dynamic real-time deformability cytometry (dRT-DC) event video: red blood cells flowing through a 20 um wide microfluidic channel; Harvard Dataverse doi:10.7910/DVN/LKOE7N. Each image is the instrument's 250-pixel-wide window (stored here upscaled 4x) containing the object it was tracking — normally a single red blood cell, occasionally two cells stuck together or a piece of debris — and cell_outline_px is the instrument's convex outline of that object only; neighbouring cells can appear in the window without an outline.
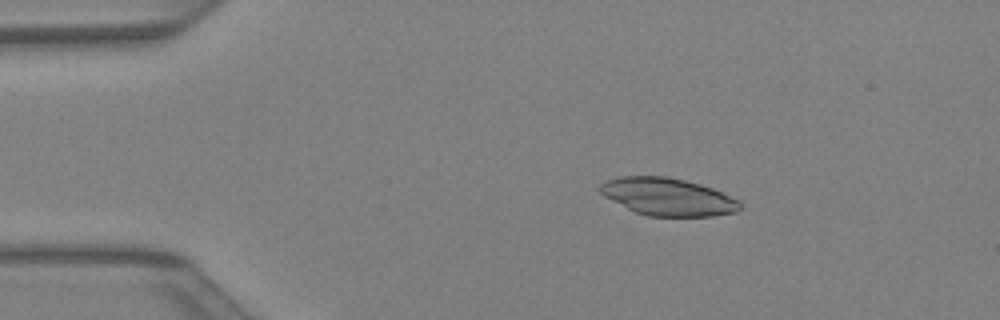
{"species": "Egyptian fruit bat (a non-hibernating species)", "species_latin": "Rousettus aegyptiacus", "temperature_condition": "warm", "stored_images_in_passage": 11, "camera_frame_rate_fps": 3000, "um_per_image_px": 0.085, "animal": {"sex": "female"}, "frame": {"image": 1, "passage_image": 7, "time_ms": 2.0, "image_size_px": [1000, 320], "cell_outline_px": [[740, 208], [736, 212], [712, 216], [648, 216], [636, 212], [604, 196], [600, 192], [600, 184], [604, 180], [620, 176], [668, 176], [700, 184], [712, 188], [740, 200]], "centroid_in_image_um": [56.76, 16.72], "position_along_channel_um": 28.2, "area_um2": 30.52}}